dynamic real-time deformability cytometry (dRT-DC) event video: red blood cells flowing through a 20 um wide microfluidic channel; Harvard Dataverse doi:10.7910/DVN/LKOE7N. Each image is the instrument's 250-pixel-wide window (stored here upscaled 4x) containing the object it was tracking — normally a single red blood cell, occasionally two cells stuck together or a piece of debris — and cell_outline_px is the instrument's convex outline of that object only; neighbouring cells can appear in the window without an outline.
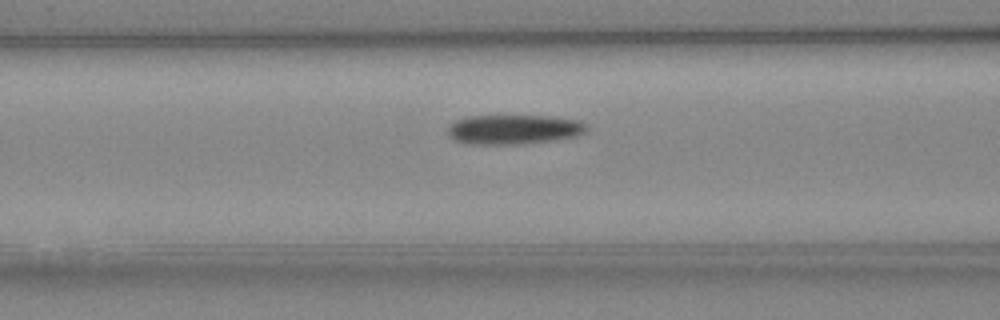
{"species": "Egyptian fruit bat (a non-hibernating species)", "species_latin": "Rousettus aegyptiacus", "temperature_condition": "cold", "stored_images_in_passage": 36, "camera_frame_rate_fps": 3000, "um_per_image_px": 0.085, "animal": {"sex": "female"}, "frame": {"image": 1, "passage_image": 10, "time_ms": 3.0, "image_size_px": [1000, 320], "cell_outline_px": [[588, 128], [584, 132], [576, 136], [552, 140], [524, 144], [468, 144], [456, 140], [448, 136], [448, 124], [456, 120], [468, 116], [552, 116], [580, 120], [588, 124]], "centroid_in_image_um": [43.67, 11.0], "position_along_channel_um": 122.9, "area_um2": 24.1}}
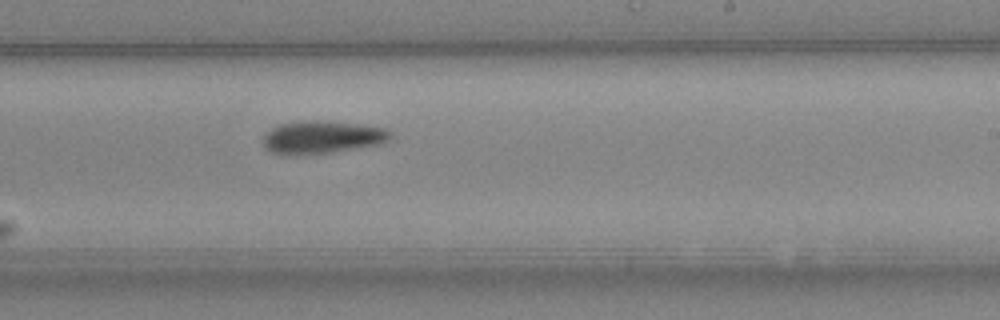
{"frame": {"image": 2, "passage_image": 20, "time_ms": 6.333, "image_size_px": [1000, 320], "cell_outline_px": [[392, 136], [384, 144], [332, 152], [268, 152], [264, 148], [264, 136], [272, 128], [280, 124], [312, 120], [352, 124], [384, 128]], "centroid_in_image_um": [27.42, 11.65], "position_along_channel_um": 261.6, "area_um2": 23.18}}
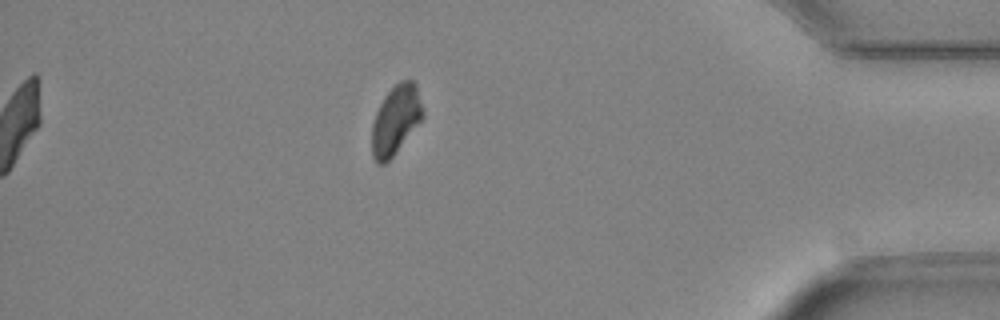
{"frame": {"image": 3, "passage_image": 33, "time_ms": 10.667, "image_size_px": [1000, 320], "cell_outline_px": [[424, 116], [392, 156], [384, 164], [376, 164], [372, 156], [372, 124], [376, 112], [384, 96], [400, 80], [412, 80], [416, 84], [424, 112]], "centroid_in_image_um": [33.62, 10.18], "position_along_channel_um": 401.6, "area_um2": 20.23}}